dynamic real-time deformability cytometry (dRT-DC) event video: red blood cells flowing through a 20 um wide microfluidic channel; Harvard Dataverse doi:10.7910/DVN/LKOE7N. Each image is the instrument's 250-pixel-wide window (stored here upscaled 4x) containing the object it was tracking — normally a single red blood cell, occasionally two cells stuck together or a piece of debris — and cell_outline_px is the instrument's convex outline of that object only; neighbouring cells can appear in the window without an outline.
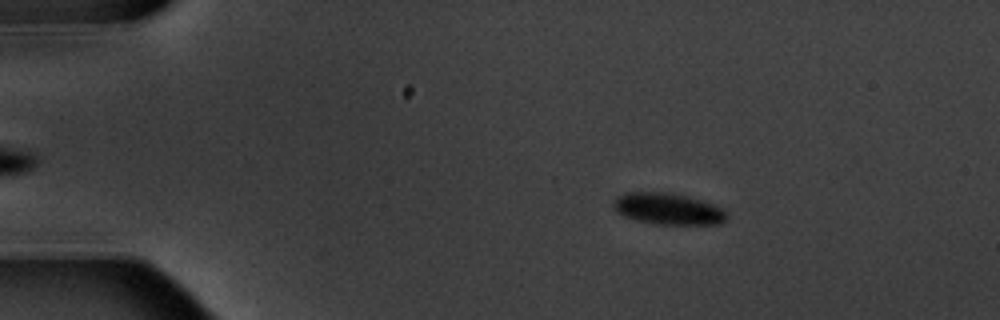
{"species": "common noctule bat (a hibernating species)", "species_latin": "Nyctalus noctula", "temperature_condition": "warm", "stored_images_in_passage": 5, "camera_frame_rate_fps": 3000, "um_per_image_px": 0.085, "animal": {"sex": "male", "body_mass_g": 20.1, "forearm_length_mm": 53.5}, "frame": {"image": 1, "passage_image": 2, "time_ms": 1.333, "image_size_px": [1000, 320], "cell_outline_px": [[728, 220], [720, 224], [652, 224], [636, 220], [624, 216], [616, 212], [612, 208], [612, 204], [616, 196], [628, 192], [664, 192], [704, 200], [724, 208], [728, 216]], "centroid_in_image_um": [56.79, 17.76], "position_along_channel_um": 28.2, "area_um2": 21.1}}
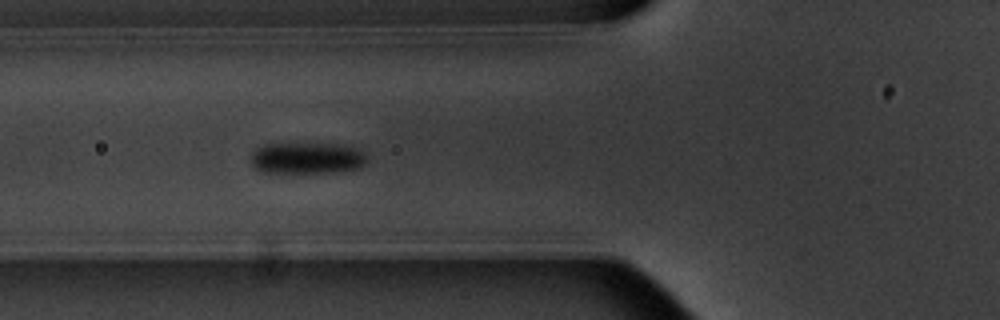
{"frame": {"image": 2, "passage_image": 5, "time_ms": 5.333, "image_size_px": [1000, 320], "cell_outline_px": [[368, 156], [364, 164], [360, 168], [332, 172], [264, 172], [256, 168], [252, 164], [252, 152], [256, 148], [264, 144], [332, 144], [356, 148], [364, 152]], "centroid_in_image_um": [26.1, 13.43], "position_along_channel_um": 99.7, "area_um2": 20.98}}